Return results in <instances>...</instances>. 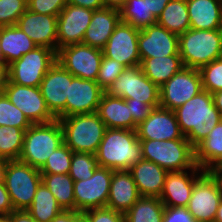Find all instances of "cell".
Returning a JSON list of instances; mask_svg holds the SVG:
<instances>
[{
  "label": "cell",
  "mask_w": 222,
  "mask_h": 222,
  "mask_svg": "<svg viewBox=\"0 0 222 222\" xmlns=\"http://www.w3.org/2000/svg\"><path fill=\"white\" fill-rule=\"evenodd\" d=\"M27 9V0H0V27L16 25Z\"/></svg>",
  "instance_id": "60d3db41"
},
{
  "label": "cell",
  "mask_w": 222,
  "mask_h": 222,
  "mask_svg": "<svg viewBox=\"0 0 222 222\" xmlns=\"http://www.w3.org/2000/svg\"><path fill=\"white\" fill-rule=\"evenodd\" d=\"M71 81L72 74L56 61L39 85L46 106L56 119L66 117V98Z\"/></svg>",
  "instance_id": "9a60e30c"
},
{
  "label": "cell",
  "mask_w": 222,
  "mask_h": 222,
  "mask_svg": "<svg viewBox=\"0 0 222 222\" xmlns=\"http://www.w3.org/2000/svg\"><path fill=\"white\" fill-rule=\"evenodd\" d=\"M120 11V21L142 30L156 24L157 19L148 9L146 0H126Z\"/></svg>",
  "instance_id": "e575fe53"
},
{
  "label": "cell",
  "mask_w": 222,
  "mask_h": 222,
  "mask_svg": "<svg viewBox=\"0 0 222 222\" xmlns=\"http://www.w3.org/2000/svg\"><path fill=\"white\" fill-rule=\"evenodd\" d=\"M73 151L63 143L48 157L41 174H69Z\"/></svg>",
  "instance_id": "f35d334b"
},
{
  "label": "cell",
  "mask_w": 222,
  "mask_h": 222,
  "mask_svg": "<svg viewBox=\"0 0 222 222\" xmlns=\"http://www.w3.org/2000/svg\"><path fill=\"white\" fill-rule=\"evenodd\" d=\"M124 69L125 66L123 64L103 56L96 82L106 91L120 74H122Z\"/></svg>",
  "instance_id": "b9f144b4"
},
{
  "label": "cell",
  "mask_w": 222,
  "mask_h": 222,
  "mask_svg": "<svg viewBox=\"0 0 222 222\" xmlns=\"http://www.w3.org/2000/svg\"><path fill=\"white\" fill-rule=\"evenodd\" d=\"M0 47L9 65L37 45L17 25H12L0 27Z\"/></svg>",
  "instance_id": "f1b7e54d"
},
{
  "label": "cell",
  "mask_w": 222,
  "mask_h": 222,
  "mask_svg": "<svg viewBox=\"0 0 222 222\" xmlns=\"http://www.w3.org/2000/svg\"><path fill=\"white\" fill-rule=\"evenodd\" d=\"M0 67L5 68V69L9 68V65L7 64L5 58H4L3 54H2L1 47H0Z\"/></svg>",
  "instance_id": "91938a15"
},
{
  "label": "cell",
  "mask_w": 222,
  "mask_h": 222,
  "mask_svg": "<svg viewBox=\"0 0 222 222\" xmlns=\"http://www.w3.org/2000/svg\"><path fill=\"white\" fill-rule=\"evenodd\" d=\"M103 2L104 7L120 10L126 3V0H103Z\"/></svg>",
  "instance_id": "f5cc1de1"
},
{
  "label": "cell",
  "mask_w": 222,
  "mask_h": 222,
  "mask_svg": "<svg viewBox=\"0 0 222 222\" xmlns=\"http://www.w3.org/2000/svg\"><path fill=\"white\" fill-rule=\"evenodd\" d=\"M8 222H37L27 210H14L7 216Z\"/></svg>",
  "instance_id": "681fc988"
},
{
  "label": "cell",
  "mask_w": 222,
  "mask_h": 222,
  "mask_svg": "<svg viewBox=\"0 0 222 222\" xmlns=\"http://www.w3.org/2000/svg\"><path fill=\"white\" fill-rule=\"evenodd\" d=\"M136 132L139 140L187 139L180 131L175 112L162 107L154 108Z\"/></svg>",
  "instance_id": "ffe728a7"
},
{
  "label": "cell",
  "mask_w": 222,
  "mask_h": 222,
  "mask_svg": "<svg viewBox=\"0 0 222 222\" xmlns=\"http://www.w3.org/2000/svg\"><path fill=\"white\" fill-rule=\"evenodd\" d=\"M66 5L67 0H27V9L35 13L57 17Z\"/></svg>",
  "instance_id": "ee69618b"
},
{
  "label": "cell",
  "mask_w": 222,
  "mask_h": 222,
  "mask_svg": "<svg viewBox=\"0 0 222 222\" xmlns=\"http://www.w3.org/2000/svg\"><path fill=\"white\" fill-rule=\"evenodd\" d=\"M98 166L95 154L73 152L69 175L73 181L86 180L92 177Z\"/></svg>",
  "instance_id": "74e56055"
},
{
  "label": "cell",
  "mask_w": 222,
  "mask_h": 222,
  "mask_svg": "<svg viewBox=\"0 0 222 222\" xmlns=\"http://www.w3.org/2000/svg\"><path fill=\"white\" fill-rule=\"evenodd\" d=\"M93 12L84 7L66 5L57 17V52L62 47L82 43Z\"/></svg>",
  "instance_id": "e0dca14e"
},
{
  "label": "cell",
  "mask_w": 222,
  "mask_h": 222,
  "mask_svg": "<svg viewBox=\"0 0 222 222\" xmlns=\"http://www.w3.org/2000/svg\"><path fill=\"white\" fill-rule=\"evenodd\" d=\"M164 210L159 198L141 196L124 214L125 222H162Z\"/></svg>",
  "instance_id": "836d02e7"
},
{
  "label": "cell",
  "mask_w": 222,
  "mask_h": 222,
  "mask_svg": "<svg viewBox=\"0 0 222 222\" xmlns=\"http://www.w3.org/2000/svg\"><path fill=\"white\" fill-rule=\"evenodd\" d=\"M119 22V10L107 7L94 10L82 44L102 50Z\"/></svg>",
  "instance_id": "d4e9b609"
},
{
  "label": "cell",
  "mask_w": 222,
  "mask_h": 222,
  "mask_svg": "<svg viewBox=\"0 0 222 222\" xmlns=\"http://www.w3.org/2000/svg\"><path fill=\"white\" fill-rule=\"evenodd\" d=\"M14 208L11 204L9 193L5 184H0V216H8Z\"/></svg>",
  "instance_id": "7dc6e473"
},
{
  "label": "cell",
  "mask_w": 222,
  "mask_h": 222,
  "mask_svg": "<svg viewBox=\"0 0 222 222\" xmlns=\"http://www.w3.org/2000/svg\"><path fill=\"white\" fill-rule=\"evenodd\" d=\"M95 157L101 167L129 170L143 159L136 130L106 128Z\"/></svg>",
  "instance_id": "7a4b0ae2"
},
{
  "label": "cell",
  "mask_w": 222,
  "mask_h": 222,
  "mask_svg": "<svg viewBox=\"0 0 222 222\" xmlns=\"http://www.w3.org/2000/svg\"><path fill=\"white\" fill-rule=\"evenodd\" d=\"M106 128L136 130L132 114L125 99L103 93L96 112Z\"/></svg>",
  "instance_id": "4316f807"
},
{
  "label": "cell",
  "mask_w": 222,
  "mask_h": 222,
  "mask_svg": "<svg viewBox=\"0 0 222 222\" xmlns=\"http://www.w3.org/2000/svg\"><path fill=\"white\" fill-rule=\"evenodd\" d=\"M181 133L195 148L222 120L213 103L212 94L202 90L174 110Z\"/></svg>",
  "instance_id": "6da1fadb"
},
{
  "label": "cell",
  "mask_w": 222,
  "mask_h": 222,
  "mask_svg": "<svg viewBox=\"0 0 222 222\" xmlns=\"http://www.w3.org/2000/svg\"><path fill=\"white\" fill-rule=\"evenodd\" d=\"M6 167H7V160L0 159V184L4 183Z\"/></svg>",
  "instance_id": "9f6ffc18"
},
{
  "label": "cell",
  "mask_w": 222,
  "mask_h": 222,
  "mask_svg": "<svg viewBox=\"0 0 222 222\" xmlns=\"http://www.w3.org/2000/svg\"><path fill=\"white\" fill-rule=\"evenodd\" d=\"M142 157L167 172L191 170L196 166L195 149L188 139L140 140Z\"/></svg>",
  "instance_id": "8992f818"
},
{
  "label": "cell",
  "mask_w": 222,
  "mask_h": 222,
  "mask_svg": "<svg viewBox=\"0 0 222 222\" xmlns=\"http://www.w3.org/2000/svg\"><path fill=\"white\" fill-rule=\"evenodd\" d=\"M211 174L217 179L221 192H222V168L221 169H214Z\"/></svg>",
  "instance_id": "6f0895ef"
},
{
  "label": "cell",
  "mask_w": 222,
  "mask_h": 222,
  "mask_svg": "<svg viewBox=\"0 0 222 222\" xmlns=\"http://www.w3.org/2000/svg\"><path fill=\"white\" fill-rule=\"evenodd\" d=\"M67 4L84 7L93 11L104 8L103 0H67Z\"/></svg>",
  "instance_id": "c3c4849f"
},
{
  "label": "cell",
  "mask_w": 222,
  "mask_h": 222,
  "mask_svg": "<svg viewBox=\"0 0 222 222\" xmlns=\"http://www.w3.org/2000/svg\"><path fill=\"white\" fill-rule=\"evenodd\" d=\"M62 211L63 209L58 204L55 196L43 183L37 188L33 202L27 209V212L37 222H51Z\"/></svg>",
  "instance_id": "d6a6232c"
},
{
  "label": "cell",
  "mask_w": 222,
  "mask_h": 222,
  "mask_svg": "<svg viewBox=\"0 0 222 222\" xmlns=\"http://www.w3.org/2000/svg\"><path fill=\"white\" fill-rule=\"evenodd\" d=\"M63 143V129L58 119L32 124L25 131L18 160L40 170L48 157Z\"/></svg>",
  "instance_id": "277c9868"
},
{
  "label": "cell",
  "mask_w": 222,
  "mask_h": 222,
  "mask_svg": "<svg viewBox=\"0 0 222 222\" xmlns=\"http://www.w3.org/2000/svg\"><path fill=\"white\" fill-rule=\"evenodd\" d=\"M103 52L85 44H72L57 52V61L73 76L96 81Z\"/></svg>",
  "instance_id": "7c38bea8"
},
{
  "label": "cell",
  "mask_w": 222,
  "mask_h": 222,
  "mask_svg": "<svg viewBox=\"0 0 222 222\" xmlns=\"http://www.w3.org/2000/svg\"><path fill=\"white\" fill-rule=\"evenodd\" d=\"M57 61V52L47 47H36L9 64L8 80L12 83L38 87L47 71Z\"/></svg>",
  "instance_id": "9c48e42d"
},
{
  "label": "cell",
  "mask_w": 222,
  "mask_h": 222,
  "mask_svg": "<svg viewBox=\"0 0 222 222\" xmlns=\"http://www.w3.org/2000/svg\"><path fill=\"white\" fill-rule=\"evenodd\" d=\"M140 65L144 75L159 87L184 67L180 55L148 58Z\"/></svg>",
  "instance_id": "f546056e"
},
{
  "label": "cell",
  "mask_w": 222,
  "mask_h": 222,
  "mask_svg": "<svg viewBox=\"0 0 222 222\" xmlns=\"http://www.w3.org/2000/svg\"><path fill=\"white\" fill-rule=\"evenodd\" d=\"M32 123L5 95L0 93V126L17 127L27 130Z\"/></svg>",
  "instance_id": "8d00e7d4"
},
{
  "label": "cell",
  "mask_w": 222,
  "mask_h": 222,
  "mask_svg": "<svg viewBox=\"0 0 222 222\" xmlns=\"http://www.w3.org/2000/svg\"><path fill=\"white\" fill-rule=\"evenodd\" d=\"M112 175L113 170L98 166L91 178L74 181L75 211L106 207Z\"/></svg>",
  "instance_id": "8fae6325"
},
{
  "label": "cell",
  "mask_w": 222,
  "mask_h": 222,
  "mask_svg": "<svg viewBox=\"0 0 222 222\" xmlns=\"http://www.w3.org/2000/svg\"><path fill=\"white\" fill-rule=\"evenodd\" d=\"M190 28L222 29V0H186Z\"/></svg>",
  "instance_id": "484cf974"
},
{
  "label": "cell",
  "mask_w": 222,
  "mask_h": 222,
  "mask_svg": "<svg viewBox=\"0 0 222 222\" xmlns=\"http://www.w3.org/2000/svg\"><path fill=\"white\" fill-rule=\"evenodd\" d=\"M170 0H146L148 9L157 19Z\"/></svg>",
  "instance_id": "816d5d0a"
},
{
  "label": "cell",
  "mask_w": 222,
  "mask_h": 222,
  "mask_svg": "<svg viewBox=\"0 0 222 222\" xmlns=\"http://www.w3.org/2000/svg\"><path fill=\"white\" fill-rule=\"evenodd\" d=\"M75 222H86L83 215H81Z\"/></svg>",
  "instance_id": "94428289"
},
{
  "label": "cell",
  "mask_w": 222,
  "mask_h": 222,
  "mask_svg": "<svg viewBox=\"0 0 222 222\" xmlns=\"http://www.w3.org/2000/svg\"><path fill=\"white\" fill-rule=\"evenodd\" d=\"M81 215L77 211L63 210L51 222H75Z\"/></svg>",
  "instance_id": "f907efd6"
},
{
  "label": "cell",
  "mask_w": 222,
  "mask_h": 222,
  "mask_svg": "<svg viewBox=\"0 0 222 222\" xmlns=\"http://www.w3.org/2000/svg\"><path fill=\"white\" fill-rule=\"evenodd\" d=\"M168 172L160 200L165 207H187L195 181L205 172L197 165L190 170Z\"/></svg>",
  "instance_id": "44dd1931"
},
{
  "label": "cell",
  "mask_w": 222,
  "mask_h": 222,
  "mask_svg": "<svg viewBox=\"0 0 222 222\" xmlns=\"http://www.w3.org/2000/svg\"><path fill=\"white\" fill-rule=\"evenodd\" d=\"M129 171L140 196L160 198L168 173L165 169L152 161L142 159L131 166Z\"/></svg>",
  "instance_id": "cb8c5ba5"
},
{
  "label": "cell",
  "mask_w": 222,
  "mask_h": 222,
  "mask_svg": "<svg viewBox=\"0 0 222 222\" xmlns=\"http://www.w3.org/2000/svg\"><path fill=\"white\" fill-rule=\"evenodd\" d=\"M213 103L222 117V90L212 93Z\"/></svg>",
  "instance_id": "db71d44e"
},
{
  "label": "cell",
  "mask_w": 222,
  "mask_h": 222,
  "mask_svg": "<svg viewBox=\"0 0 222 222\" xmlns=\"http://www.w3.org/2000/svg\"><path fill=\"white\" fill-rule=\"evenodd\" d=\"M202 90L199 70L183 67L160 86V107L174 111Z\"/></svg>",
  "instance_id": "30bf717a"
},
{
  "label": "cell",
  "mask_w": 222,
  "mask_h": 222,
  "mask_svg": "<svg viewBox=\"0 0 222 222\" xmlns=\"http://www.w3.org/2000/svg\"><path fill=\"white\" fill-rule=\"evenodd\" d=\"M0 222H8L7 216H0Z\"/></svg>",
  "instance_id": "6125c7cd"
},
{
  "label": "cell",
  "mask_w": 222,
  "mask_h": 222,
  "mask_svg": "<svg viewBox=\"0 0 222 222\" xmlns=\"http://www.w3.org/2000/svg\"><path fill=\"white\" fill-rule=\"evenodd\" d=\"M222 198L217 179L206 171L195 181L187 209L198 222H214Z\"/></svg>",
  "instance_id": "4fadbf2b"
},
{
  "label": "cell",
  "mask_w": 222,
  "mask_h": 222,
  "mask_svg": "<svg viewBox=\"0 0 222 222\" xmlns=\"http://www.w3.org/2000/svg\"><path fill=\"white\" fill-rule=\"evenodd\" d=\"M104 92L96 81L72 75L66 98V117L96 113Z\"/></svg>",
  "instance_id": "d6986e66"
},
{
  "label": "cell",
  "mask_w": 222,
  "mask_h": 222,
  "mask_svg": "<svg viewBox=\"0 0 222 222\" xmlns=\"http://www.w3.org/2000/svg\"><path fill=\"white\" fill-rule=\"evenodd\" d=\"M214 222H222V198L219 203Z\"/></svg>",
  "instance_id": "680465c9"
},
{
  "label": "cell",
  "mask_w": 222,
  "mask_h": 222,
  "mask_svg": "<svg viewBox=\"0 0 222 222\" xmlns=\"http://www.w3.org/2000/svg\"><path fill=\"white\" fill-rule=\"evenodd\" d=\"M81 214L86 222H125L124 214L108 207L89 209Z\"/></svg>",
  "instance_id": "7bdbcfd3"
},
{
  "label": "cell",
  "mask_w": 222,
  "mask_h": 222,
  "mask_svg": "<svg viewBox=\"0 0 222 222\" xmlns=\"http://www.w3.org/2000/svg\"><path fill=\"white\" fill-rule=\"evenodd\" d=\"M179 54L184 67L200 69L222 57V29L195 30L179 35Z\"/></svg>",
  "instance_id": "3957f363"
},
{
  "label": "cell",
  "mask_w": 222,
  "mask_h": 222,
  "mask_svg": "<svg viewBox=\"0 0 222 222\" xmlns=\"http://www.w3.org/2000/svg\"><path fill=\"white\" fill-rule=\"evenodd\" d=\"M140 197L130 171L114 170L106 207L125 214Z\"/></svg>",
  "instance_id": "603a6c76"
},
{
  "label": "cell",
  "mask_w": 222,
  "mask_h": 222,
  "mask_svg": "<svg viewBox=\"0 0 222 222\" xmlns=\"http://www.w3.org/2000/svg\"><path fill=\"white\" fill-rule=\"evenodd\" d=\"M202 89L209 93L222 90V57L199 69Z\"/></svg>",
  "instance_id": "ab89813d"
},
{
  "label": "cell",
  "mask_w": 222,
  "mask_h": 222,
  "mask_svg": "<svg viewBox=\"0 0 222 222\" xmlns=\"http://www.w3.org/2000/svg\"><path fill=\"white\" fill-rule=\"evenodd\" d=\"M4 93L32 124L48 123L56 119L48 110L39 86H22L7 80Z\"/></svg>",
  "instance_id": "5bb4252c"
},
{
  "label": "cell",
  "mask_w": 222,
  "mask_h": 222,
  "mask_svg": "<svg viewBox=\"0 0 222 222\" xmlns=\"http://www.w3.org/2000/svg\"><path fill=\"white\" fill-rule=\"evenodd\" d=\"M25 130L17 127L0 126V159L18 160L24 142Z\"/></svg>",
  "instance_id": "d590c367"
},
{
  "label": "cell",
  "mask_w": 222,
  "mask_h": 222,
  "mask_svg": "<svg viewBox=\"0 0 222 222\" xmlns=\"http://www.w3.org/2000/svg\"><path fill=\"white\" fill-rule=\"evenodd\" d=\"M41 179L63 210L75 211L74 181L69 174H41Z\"/></svg>",
  "instance_id": "1f68e13d"
},
{
  "label": "cell",
  "mask_w": 222,
  "mask_h": 222,
  "mask_svg": "<svg viewBox=\"0 0 222 222\" xmlns=\"http://www.w3.org/2000/svg\"><path fill=\"white\" fill-rule=\"evenodd\" d=\"M132 114L133 122L138 126L143 122L154 110V107L144 102L135 101V99L125 100Z\"/></svg>",
  "instance_id": "f6af8a7d"
},
{
  "label": "cell",
  "mask_w": 222,
  "mask_h": 222,
  "mask_svg": "<svg viewBox=\"0 0 222 222\" xmlns=\"http://www.w3.org/2000/svg\"><path fill=\"white\" fill-rule=\"evenodd\" d=\"M179 35L159 24H153L139 31L138 49L141 62L153 57L179 54Z\"/></svg>",
  "instance_id": "ac0fdd59"
},
{
  "label": "cell",
  "mask_w": 222,
  "mask_h": 222,
  "mask_svg": "<svg viewBox=\"0 0 222 222\" xmlns=\"http://www.w3.org/2000/svg\"><path fill=\"white\" fill-rule=\"evenodd\" d=\"M16 25L38 46L57 52V16L35 13L29 9Z\"/></svg>",
  "instance_id": "7402d4cb"
},
{
  "label": "cell",
  "mask_w": 222,
  "mask_h": 222,
  "mask_svg": "<svg viewBox=\"0 0 222 222\" xmlns=\"http://www.w3.org/2000/svg\"><path fill=\"white\" fill-rule=\"evenodd\" d=\"M157 24L180 35L190 29L186 0H170L157 18Z\"/></svg>",
  "instance_id": "4dcf8cb0"
},
{
  "label": "cell",
  "mask_w": 222,
  "mask_h": 222,
  "mask_svg": "<svg viewBox=\"0 0 222 222\" xmlns=\"http://www.w3.org/2000/svg\"><path fill=\"white\" fill-rule=\"evenodd\" d=\"M162 222H198L187 207H165Z\"/></svg>",
  "instance_id": "bcb514c9"
},
{
  "label": "cell",
  "mask_w": 222,
  "mask_h": 222,
  "mask_svg": "<svg viewBox=\"0 0 222 222\" xmlns=\"http://www.w3.org/2000/svg\"><path fill=\"white\" fill-rule=\"evenodd\" d=\"M41 183L39 169L19 160L7 161L4 184L14 210H27Z\"/></svg>",
  "instance_id": "52a82bcc"
},
{
  "label": "cell",
  "mask_w": 222,
  "mask_h": 222,
  "mask_svg": "<svg viewBox=\"0 0 222 222\" xmlns=\"http://www.w3.org/2000/svg\"><path fill=\"white\" fill-rule=\"evenodd\" d=\"M110 96L160 107V87L146 77L141 65L125 67L122 74L105 91Z\"/></svg>",
  "instance_id": "ba28073f"
},
{
  "label": "cell",
  "mask_w": 222,
  "mask_h": 222,
  "mask_svg": "<svg viewBox=\"0 0 222 222\" xmlns=\"http://www.w3.org/2000/svg\"><path fill=\"white\" fill-rule=\"evenodd\" d=\"M139 29L120 21L102 49L103 56L116 60L125 67L141 64L138 49Z\"/></svg>",
  "instance_id": "2e32d148"
},
{
  "label": "cell",
  "mask_w": 222,
  "mask_h": 222,
  "mask_svg": "<svg viewBox=\"0 0 222 222\" xmlns=\"http://www.w3.org/2000/svg\"><path fill=\"white\" fill-rule=\"evenodd\" d=\"M8 80V69L0 67V93L4 92Z\"/></svg>",
  "instance_id": "11a10c76"
},
{
  "label": "cell",
  "mask_w": 222,
  "mask_h": 222,
  "mask_svg": "<svg viewBox=\"0 0 222 222\" xmlns=\"http://www.w3.org/2000/svg\"><path fill=\"white\" fill-rule=\"evenodd\" d=\"M194 149L195 163L199 168L207 173L222 168V120Z\"/></svg>",
  "instance_id": "83f0119b"
},
{
  "label": "cell",
  "mask_w": 222,
  "mask_h": 222,
  "mask_svg": "<svg viewBox=\"0 0 222 222\" xmlns=\"http://www.w3.org/2000/svg\"><path fill=\"white\" fill-rule=\"evenodd\" d=\"M63 141L73 152L96 154L106 126L97 113L76 114L58 119Z\"/></svg>",
  "instance_id": "5b68a950"
}]
</instances>
